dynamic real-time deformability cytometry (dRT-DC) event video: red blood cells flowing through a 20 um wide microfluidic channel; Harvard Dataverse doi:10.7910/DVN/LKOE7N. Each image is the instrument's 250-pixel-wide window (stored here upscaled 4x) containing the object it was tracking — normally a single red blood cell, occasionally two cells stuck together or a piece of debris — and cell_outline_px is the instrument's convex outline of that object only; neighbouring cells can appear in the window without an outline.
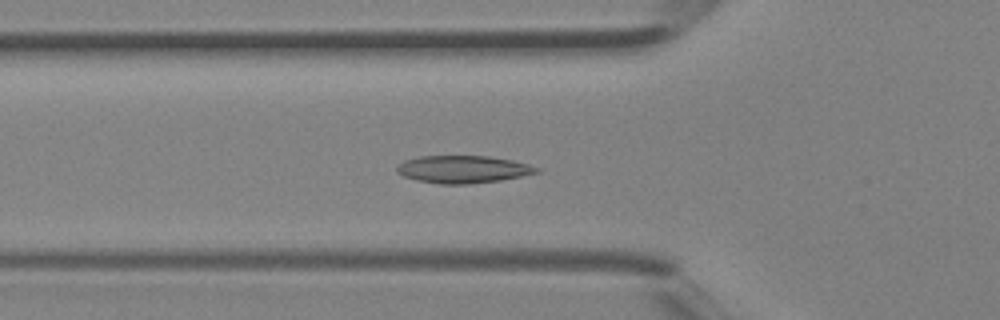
{"species": "Egyptian fruit bat (a non-hibernating species)", "species_latin": "Rousettus aegyptiacus", "temperature_condition": "room temperature", "stored_images_in_passage": 40, "camera_frame_rate_fps": 3000, "um_per_image_px": 0.085, "animal": {"sex": "female"}, "frame": {"image": 1, "passage_image": 14, "time_ms": 4.333, "image_size_px": [1000, 320], "cell_outline_px": [[544, 172], [500, 180], [468, 184], [440, 184], [416, 180], [404, 176], [396, 172], [396, 168], [404, 160], [420, 156], [488, 156], [512, 160], [528, 164], [540, 168]], "centroid_in_image_um": [39.39, 14.39], "position_along_channel_um": 86.4, "area_um2": 22.48}}
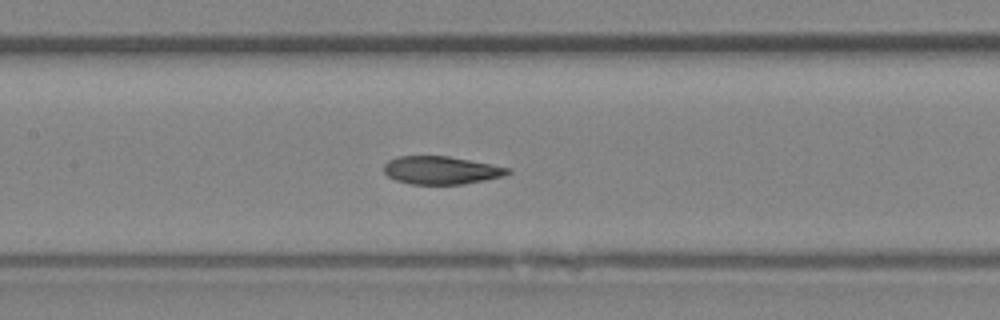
{"frame": {"image": 2, "passage_image": 19, "time_ms": 6.0, "image_size_px": [1000, 320], "cell_outline_px": [[512, 172], [504, 176], [464, 184], [412, 184], [396, 180], [388, 176], [384, 172], [384, 164], [388, 160], [396, 156], [448, 156], [512, 168]], "centroid_in_image_um": [37.51, 14.46], "position_along_channel_um": 169.9, "area_um2": 20.23}}
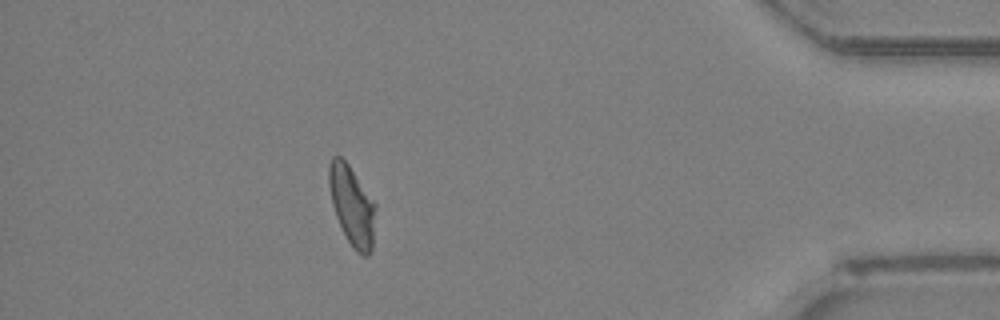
{"frame": {"image": 3, "passage_image": 36, "time_ms": 11.667, "image_size_px": [1000, 320], "cell_outline_px": [[376, 208], [372, 248], [368, 256], [364, 256], [356, 252], [352, 248], [336, 216], [332, 204], [328, 184], [328, 164], [332, 156], [340, 156], [348, 164], [376, 204]], "centroid_in_image_um": [29.91, 17.47], "position_along_channel_um": 405.3, "area_um2": 21.56}}